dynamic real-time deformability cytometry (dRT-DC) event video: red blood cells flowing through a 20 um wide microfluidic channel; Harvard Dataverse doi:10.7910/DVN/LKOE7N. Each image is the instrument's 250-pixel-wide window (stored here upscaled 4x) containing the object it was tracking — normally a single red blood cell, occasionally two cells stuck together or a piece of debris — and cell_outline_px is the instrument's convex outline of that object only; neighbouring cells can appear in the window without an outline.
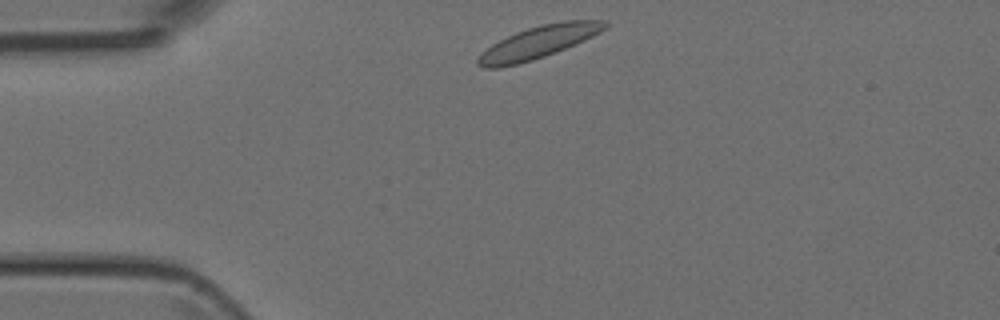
{"species": "Egyptian fruit bat (a non-hibernating species)", "species_latin": "Rousettus aegyptiacus", "temperature_condition": "room temperature", "stored_images_in_passage": 41, "camera_frame_rate_fps": 3000, "um_per_image_px": 0.085, "animal": {"sex": "female"}, "frame": {"image": 1, "passage_image": 2, "time_ms": 0.333, "image_size_px": [1000, 320], "cell_outline_px": [[608, 28], [576, 44], [556, 52], [532, 60], [516, 64], [496, 68], [484, 68], [476, 64], [476, 60], [492, 44], [516, 32], [540, 24], [560, 20], [604, 20], [608, 24]], "centroid_in_image_um": [45.81, 3.57], "position_along_channel_um": 39.2, "area_um2": 23.76}}
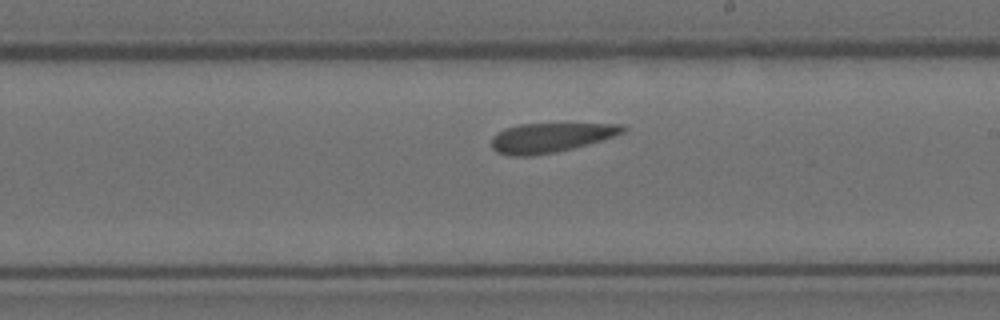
{"frame": {"image": 2, "passage_image": 20, "time_ms": 6.333, "image_size_px": [1000, 320], "cell_outline_px": [[628, 128], [624, 132], [588, 144], [556, 152], [532, 156], [512, 156], [496, 152], [492, 148], [492, 136], [504, 128], [520, 124], [624, 124]], "centroid_in_image_um": [46.76, 11.7], "position_along_channel_um": 242.2, "area_um2": 22.43}}
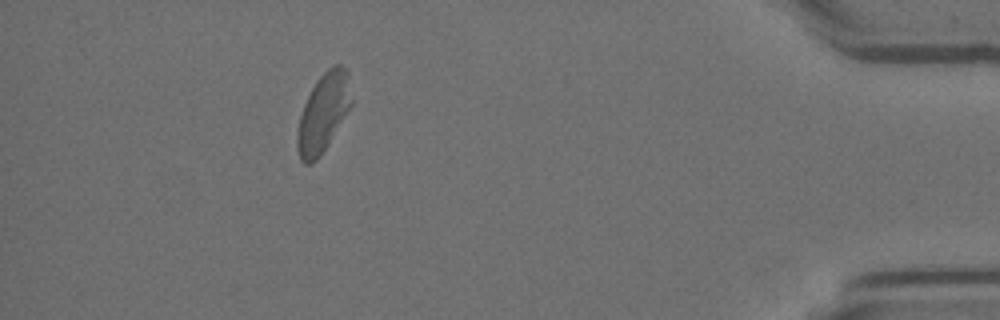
{"frame": {"image": 3, "passage_image": 36, "time_ms": 11.667, "image_size_px": [1000, 320], "cell_outline_px": [[352, 104], [320, 156], [316, 160], [308, 164], [304, 164], [300, 160], [296, 148], [296, 136], [300, 116], [304, 104], [316, 80], [332, 64], [340, 64], [348, 72], [352, 100]], "centroid_in_image_um": [27.46, 9.58], "position_along_channel_um": 407.7, "area_um2": 24.62}}